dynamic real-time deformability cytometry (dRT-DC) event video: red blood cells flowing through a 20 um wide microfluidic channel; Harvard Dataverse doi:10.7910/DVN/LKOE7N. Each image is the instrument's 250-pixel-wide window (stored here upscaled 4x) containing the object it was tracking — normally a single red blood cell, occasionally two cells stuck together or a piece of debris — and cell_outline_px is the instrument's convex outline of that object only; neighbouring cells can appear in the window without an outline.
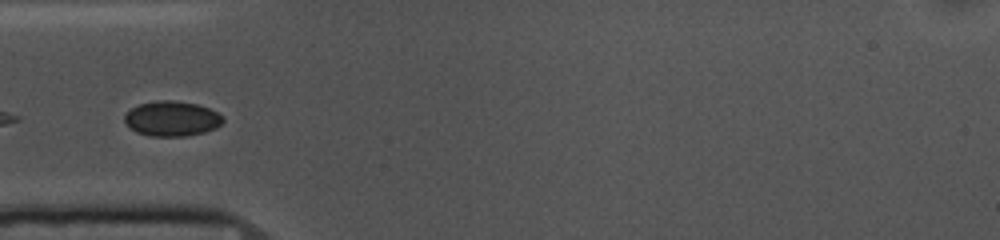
{"species": "common noctule bat (a hibernating species)", "species_latin": "Nyctalus noctula", "temperature_condition": "cold", "stored_images_in_passage": 8, "camera_frame_rate_fps": 3000, "um_per_image_px": 0.085, "animal": {"sex": "female", "body_mass_g": 10.0, "forearm_length_mm": 53.1}, "frame": {"image": 1, "passage_image": 2, "time_ms": 0.333, "image_size_px": [1000, 240], "cell_outline_px": [[224, 120], [216, 128], [204, 132], [184, 136], [148, 136], [136, 132], [124, 120], [124, 116], [132, 108], [140, 104], [160, 100], [172, 100], [196, 104], [208, 108], [224, 116]], "centroid_in_image_um": [14.62, 10.09], "position_along_channel_um": 70.4, "area_um2": 19.88}}
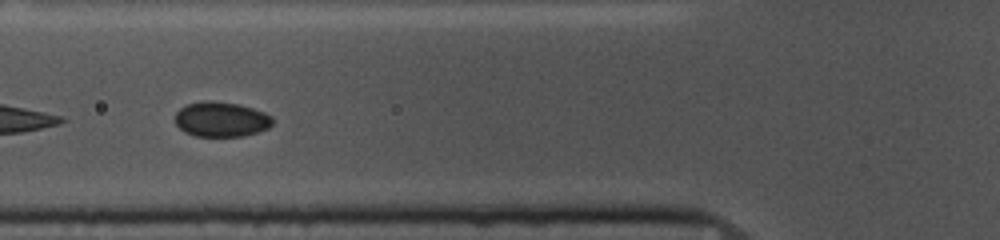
{"frame": {"image": 2, "passage_image": 5, "time_ms": 1.333, "image_size_px": [1000, 240], "cell_outline_px": [[272, 124], [268, 128], [244, 136], [196, 136], [184, 132], [172, 120], [176, 112], [180, 108], [188, 104], [208, 100], [240, 104], [264, 112], [272, 116]], "centroid_in_image_um": [18.77, 10.14], "position_along_channel_um": 107.0, "area_um2": 19.94}}